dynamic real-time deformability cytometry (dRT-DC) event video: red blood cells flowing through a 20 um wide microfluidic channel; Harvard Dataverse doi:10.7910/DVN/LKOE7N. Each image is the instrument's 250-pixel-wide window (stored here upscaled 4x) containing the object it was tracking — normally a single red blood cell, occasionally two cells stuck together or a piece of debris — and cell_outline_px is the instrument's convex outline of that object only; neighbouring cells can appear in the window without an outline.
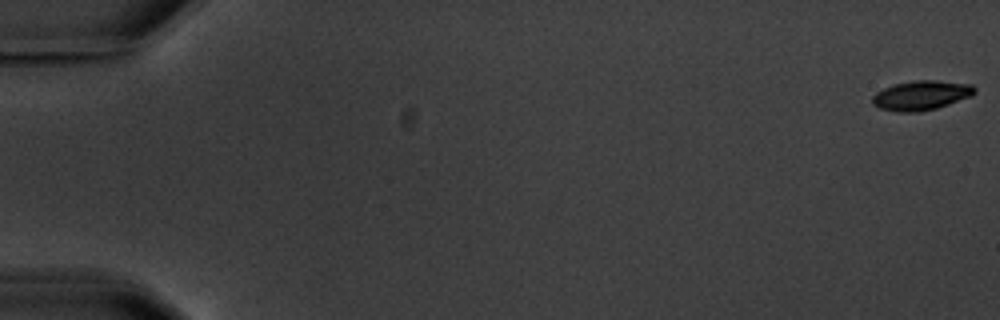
{"species": "common noctule bat (a hibernating species)", "species_latin": "Nyctalus noctula", "temperature_condition": "warm", "stored_images_in_passage": 6, "camera_frame_rate_fps": 3000, "um_per_image_px": 0.085, "animal": {"sex": "male", "body_mass_g": 20.1, "forearm_length_mm": 53.5}, "frame": {"image": 1, "passage_image": 1, "time_ms": 0.0, "image_size_px": [1000, 320], "cell_outline_px": [[976, 92], [972, 96], [936, 108], [916, 112], [896, 112], [880, 108], [872, 104], [872, 96], [876, 92], [892, 84], [916, 80], [936, 80], [972, 84], [976, 88]], "centroid_in_image_um": [78.3, 8.1], "position_along_channel_um": 6.7, "area_um2": 17.69}}
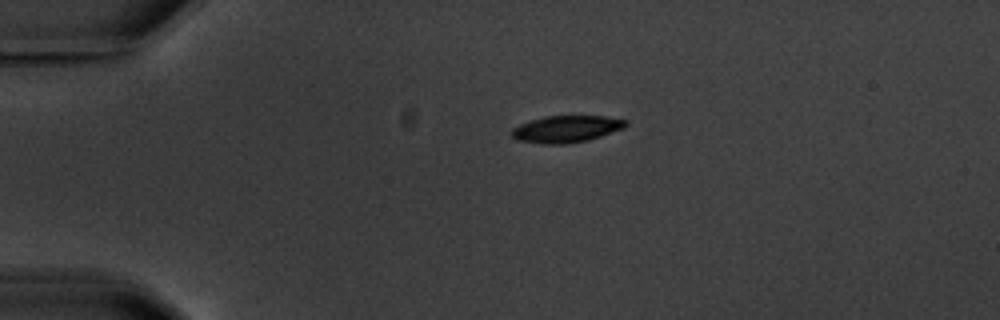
{"frame": {"image": 2, "passage_image": 4, "time_ms": 4.333, "image_size_px": [1000, 320], "cell_outline_px": [[628, 124], [624, 128], [588, 140], [568, 144], [540, 144], [516, 140], [508, 132], [512, 128], [520, 124], [544, 116], [604, 116], [628, 120]], "centroid_in_image_um": [48.1, 10.97], "position_along_channel_um": 36.9, "area_um2": 18.03}}
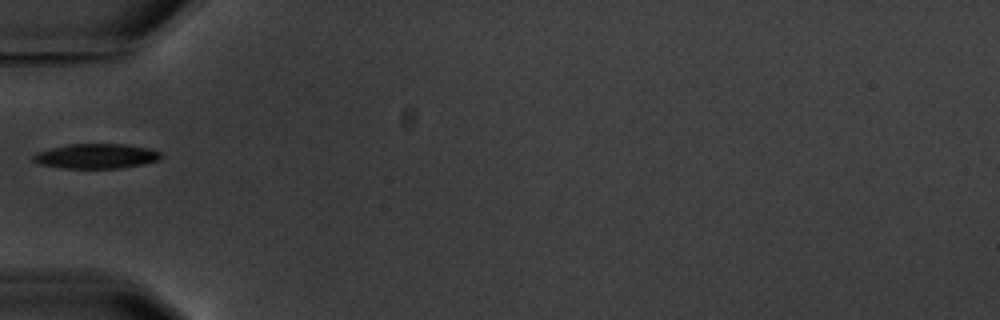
{"frame": {"image": 3, "passage_image": 6, "time_ms": 6.667, "image_size_px": [1000, 320], "cell_outline_px": [[164, 156], [160, 160], [144, 164], [120, 168], [64, 168], [40, 164], [32, 160], [32, 156], [36, 152], [68, 144], [124, 144], [148, 148], [160, 152]], "centroid_in_image_um": [8.2, 13.27], "position_along_channel_um": 76.8, "area_um2": 18.5}}